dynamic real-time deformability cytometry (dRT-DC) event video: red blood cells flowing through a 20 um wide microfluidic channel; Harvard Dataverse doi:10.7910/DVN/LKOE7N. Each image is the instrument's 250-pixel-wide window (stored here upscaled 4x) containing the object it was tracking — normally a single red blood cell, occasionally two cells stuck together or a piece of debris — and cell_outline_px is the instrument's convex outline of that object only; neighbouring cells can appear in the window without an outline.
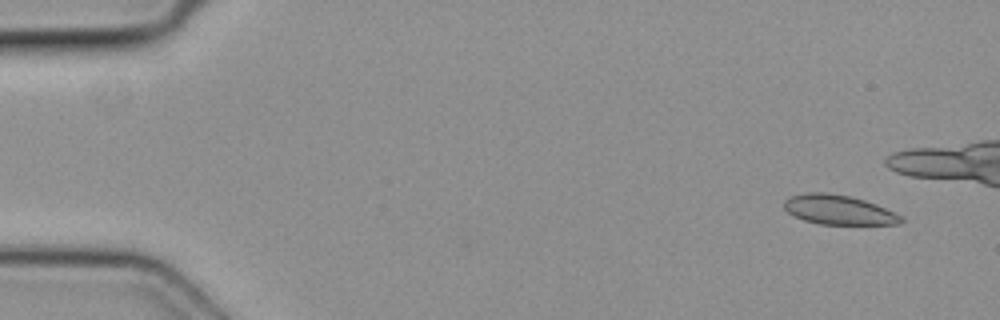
{"species": "common noctule bat (a hibernating species)", "species_latin": "Nyctalus noctula", "temperature_condition": "cold", "stored_images_in_passage": 6, "camera_frame_rate_fps": 3000, "um_per_image_px": 0.085, "animal": {"sex": "female", "body_mass_g": 19.3, "forearm_length_mm": 54.1}, "frame": {"image": 1, "passage_image": 1, "time_ms": 0.0, "image_size_px": [1000, 320], "cell_outline_px": [[904, 220], [900, 224], [820, 224], [804, 220], [788, 212], [784, 208], [784, 200], [792, 196], [804, 192], [828, 192], [848, 196], [864, 200], [876, 204], [904, 216]], "centroid_in_image_um": [71.31, 17.83], "position_along_channel_um": 13.7, "area_um2": 20.11}}
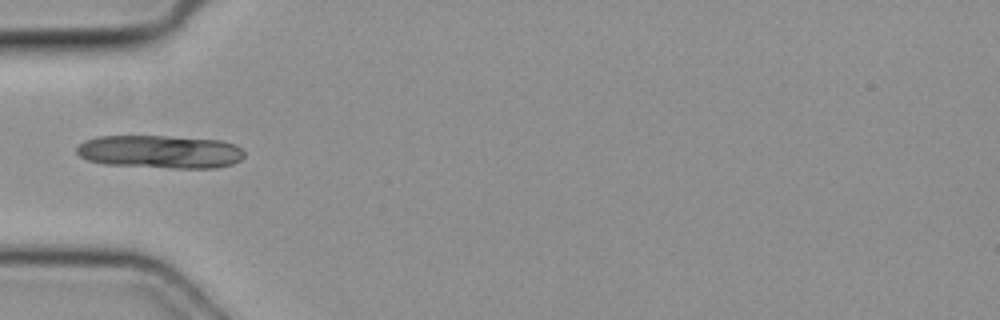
{"frame": {"image": 2, "passage_image": 6, "time_ms": 1.667, "image_size_px": [1000, 320], "cell_outline_px": [[244, 156], [240, 160], [232, 164], [216, 168], [172, 168], [104, 164], [88, 160], [80, 156], [76, 152], [76, 148], [84, 140], [96, 136], [164, 136], [220, 140], [236, 144], [244, 152]], "centroid_in_image_um": [13.61, 12.9], "position_along_channel_um": 71.4, "area_um2": 32.48}}